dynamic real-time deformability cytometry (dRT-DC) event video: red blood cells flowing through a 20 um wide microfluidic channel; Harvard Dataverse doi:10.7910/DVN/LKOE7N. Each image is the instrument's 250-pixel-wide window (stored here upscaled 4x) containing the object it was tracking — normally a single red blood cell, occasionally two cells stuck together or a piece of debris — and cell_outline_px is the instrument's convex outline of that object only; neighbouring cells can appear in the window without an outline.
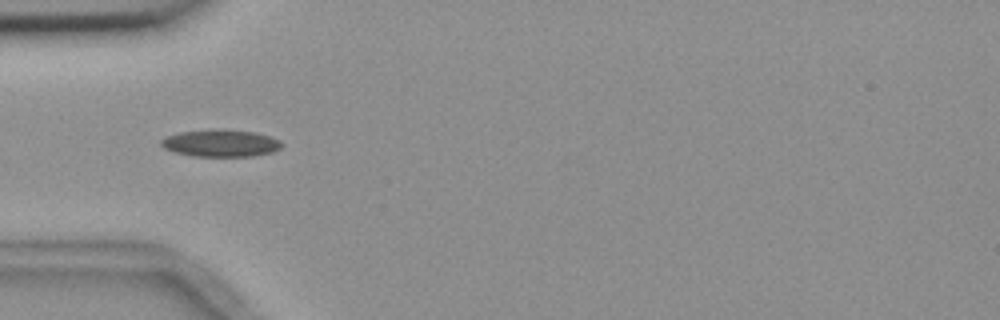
{"species": "common noctule bat (a hibernating species)", "species_latin": "Nyctalus noctula", "temperature_condition": "room temperature", "stored_images_in_passage": 11, "camera_frame_rate_fps": 3000, "um_per_image_px": 0.085, "animal": {"sex": "female", "body_mass_g": 18.4}, "frame": {"image": 1, "passage_image": 1, "time_ms": 0.0, "image_size_px": [1000, 320], "cell_outline_px": [[280, 148], [272, 152], [252, 156], [192, 156], [176, 152], [164, 148], [160, 144], [160, 140], [164, 136], [180, 132], [256, 132], [280, 140]], "centroid_in_image_um": [18.72, 12.22], "position_along_channel_um": 66.3, "area_um2": 18.03}}
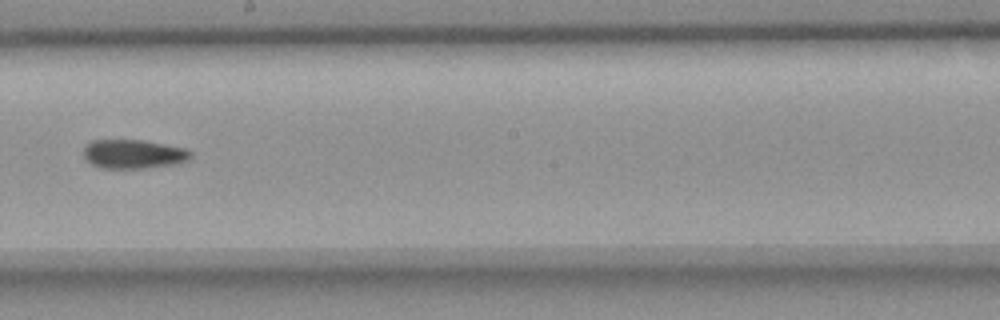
{"frame": {"image": 2, "passage_image": 5, "time_ms": 4.667, "image_size_px": [1000, 320], "cell_outline_px": [[192, 156], [188, 160], [180, 164], [148, 168], [100, 168], [92, 164], [84, 156], [84, 148], [92, 140], [144, 140], [184, 148], [192, 152]], "centroid_in_image_um": [11.39, 13.1], "position_along_channel_um": 236.8, "area_um2": 18.21}}
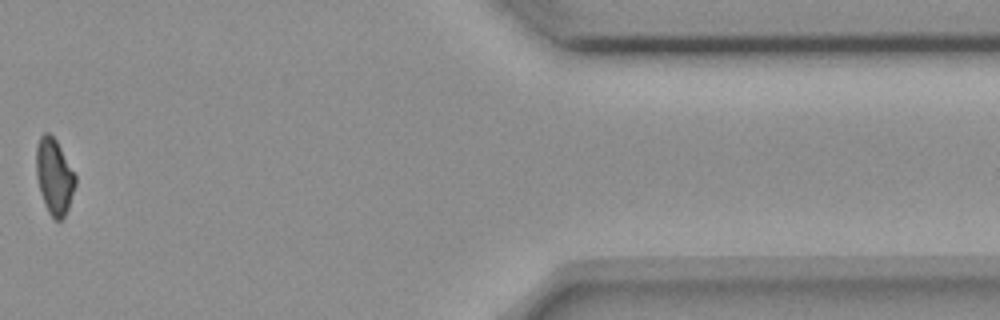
{"frame": {"image": 3, "passage_image": 10, "time_ms": 10.667, "image_size_px": [1000, 320], "cell_outline_px": [[76, 184], [68, 208], [64, 216], [60, 220], [56, 220], [48, 212], [44, 204], [40, 192], [36, 176], [36, 148], [40, 136], [44, 132], [48, 132], [56, 140], [76, 176]], "centroid_in_image_um": [4.6, 14.99], "position_along_channel_um": 406.8, "area_um2": 17.17}, "authors_computed_cell_mechanics": {"area_um2": 18.3226, "velocity_mm_per_s": 3.6821, "shape_relaxation_time_tau1_ms": null, "shape_relaxation_time_tau2_ms": 10.9657, "deformation_change_tau1": null, "deformation_change_tau2": 0.1927}}